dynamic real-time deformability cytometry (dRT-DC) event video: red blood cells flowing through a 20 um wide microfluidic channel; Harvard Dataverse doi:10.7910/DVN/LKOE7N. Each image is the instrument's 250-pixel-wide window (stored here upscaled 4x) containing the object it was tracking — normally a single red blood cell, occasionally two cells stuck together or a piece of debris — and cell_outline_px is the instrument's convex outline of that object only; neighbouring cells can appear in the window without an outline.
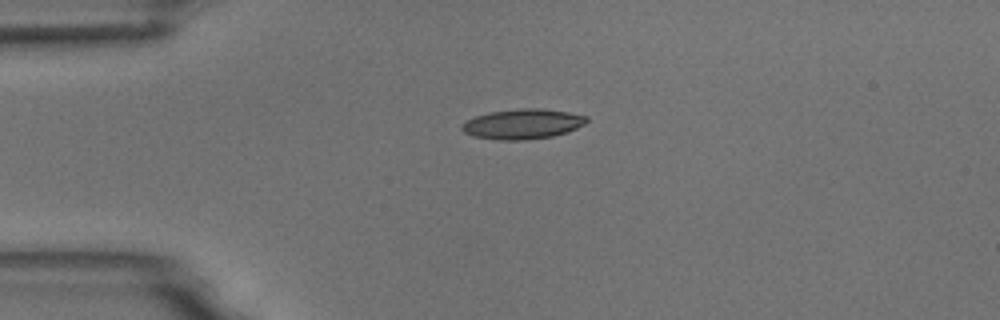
{"species": "common noctule bat (a hibernating species)", "species_latin": "Nyctalus noctula", "temperature_condition": "room temperature", "stored_images_in_passage": 43, "camera_frame_rate_fps": 3000, "um_per_image_px": 0.085, "animal": {"sex": "male", "body_mass_g": 18.8}, "frame": {"image": 1, "passage_image": 1, "time_ms": 0.0, "image_size_px": [1000, 320], "cell_outline_px": [[588, 120], [584, 124], [568, 132], [552, 136], [524, 140], [500, 140], [472, 136], [464, 132], [460, 128], [460, 124], [476, 116], [488, 112], [520, 108], [540, 108], [568, 112], [588, 116]], "centroid_in_image_um": [44.41, 10.53], "position_along_channel_um": 40.6, "area_um2": 21.91}}
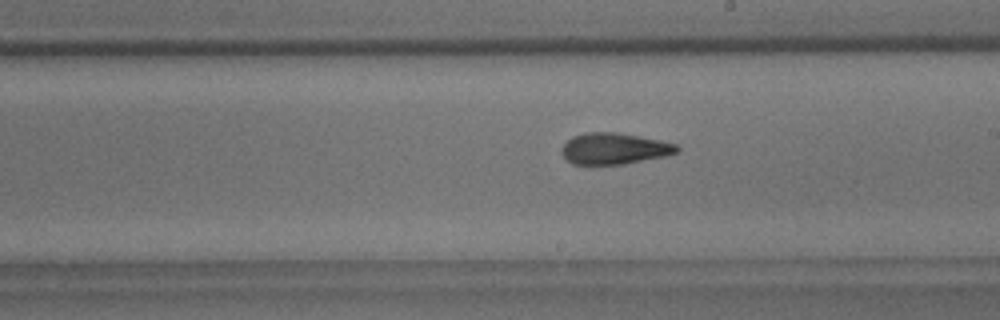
{"frame": {"image": 2, "passage_image": 19, "time_ms": 6.0, "image_size_px": [1000, 320], "cell_outline_px": [[680, 148], [676, 152], [668, 156], [624, 164], [572, 164], [560, 152], [560, 148], [572, 136], [584, 132], [616, 132], [640, 136], [660, 140], [676, 144]], "centroid_in_image_um": [52.21, 12.62], "position_along_channel_um": 236.8, "area_um2": 21.15}}
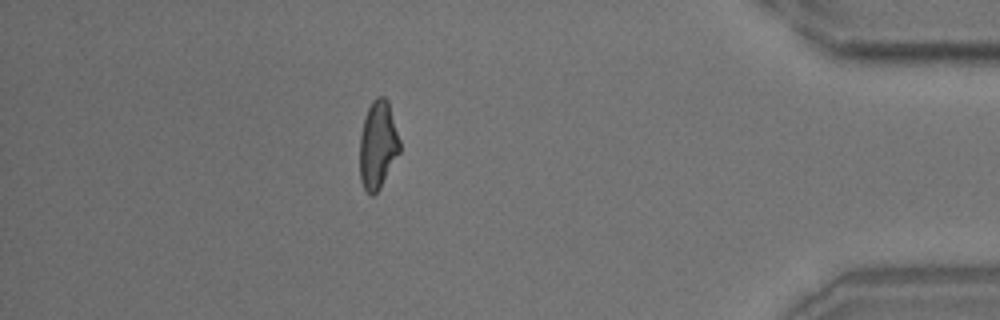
{"frame": {"image": 3, "passage_image": 36, "time_ms": 11.667, "image_size_px": [1000, 320], "cell_outline_px": [[400, 152], [380, 188], [372, 196], [364, 188], [360, 180], [360, 136], [364, 120], [368, 108], [372, 100], [376, 96], [384, 96], [388, 100], [400, 140]], "centroid_in_image_um": [32.12, 12.3], "position_along_channel_um": 403.1, "area_um2": 20.46}, "authors_computed_cell_mechanics": {"area_um2": 21.0392, "velocity_mm_per_s": 3.6951, "shape_relaxation_time_tau1_ms": null, "shape_relaxation_time_tau2_ms": 2.7111, "deformation_change_tau1": null, "deformation_change_tau2": 0.1091}}